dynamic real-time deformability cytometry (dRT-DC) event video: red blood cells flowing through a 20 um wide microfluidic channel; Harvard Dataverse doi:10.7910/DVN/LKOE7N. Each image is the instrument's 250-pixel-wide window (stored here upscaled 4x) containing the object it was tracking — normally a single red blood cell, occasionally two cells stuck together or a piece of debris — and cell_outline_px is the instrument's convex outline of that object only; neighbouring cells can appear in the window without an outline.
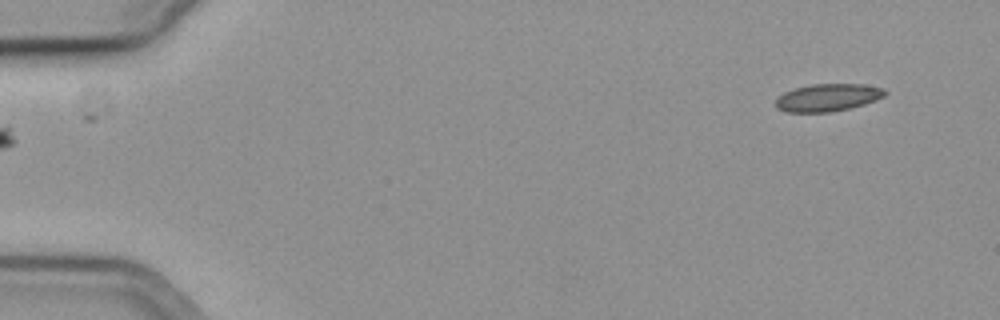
{"species": "common noctule bat (a hibernating species)", "species_latin": "Nyctalus noctula", "temperature_condition": "cold", "stored_images_in_passage": 19, "camera_frame_rate_fps": 3000, "um_per_image_px": 0.085, "animal": {"sex": "female", "body_mass_g": 19.3, "forearm_length_mm": 54.1}, "frame": {"image": 1, "passage_image": 1, "time_ms": 0.0, "image_size_px": [1000, 320], "cell_outline_px": [[888, 92], [884, 96], [864, 104], [848, 108], [828, 112], [784, 112], [776, 108], [776, 96], [784, 92], [796, 88], [812, 84], [860, 84], [884, 88]], "centroid_in_image_um": [70.32, 8.29], "position_along_channel_um": 14.7, "area_um2": 17.46}}
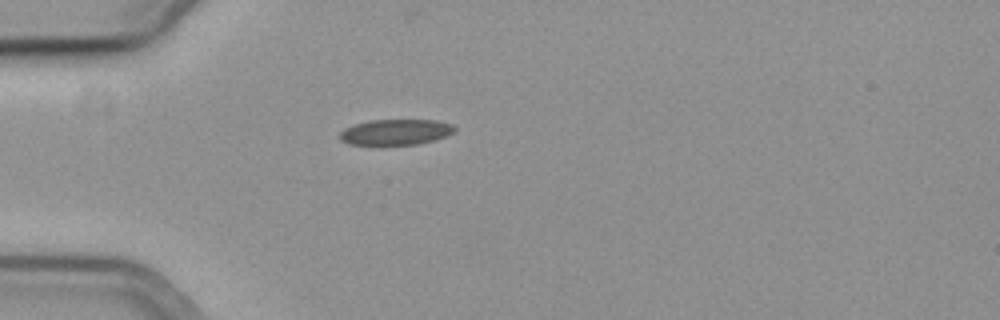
{"frame": {"image": 2, "passage_image": 13, "time_ms": 4.0, "image_size_px": [1000, 320], "cell_outline_px": [[456, 128], [448, 136], [436, 140], [416, 144], [348, 144], [340, 140], [340, 132], [344, 128], [352, 124], [368, 120], [436, 120], [452, 124]], "centroid_in_image_um": [33.63, 11.21], "position_along_channel_um": 51.4, "area_um2": 17.22}}
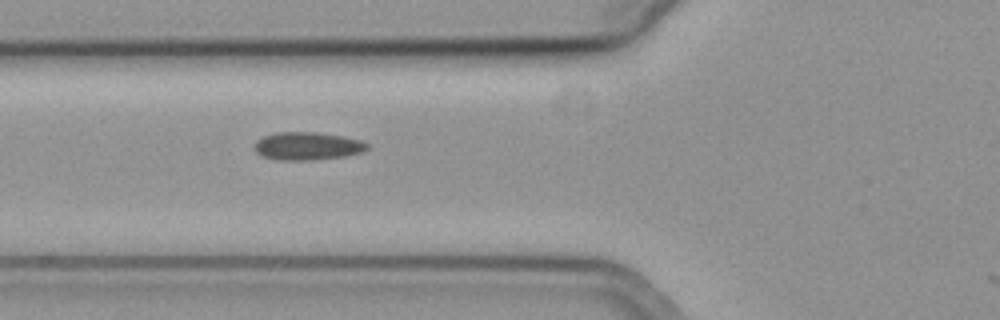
{"frame": {"image": 3, "passage_image": 18, "time_ms": 5.667, "image_size_px": [1000, 320], "cell_outline_px": [[368, 148], [360, 152], [344, 156], [312, 160], [280, 160], [260, 156], [256, 152], [256, 140], [264, 136], [276, 132], [316, 132], [344, 136], [360, 140], [368, 144]], "centroid_in_image_um": [26.11, 12.41], "position_along_channel_um": 99.7, "area_um2": 18.26}}